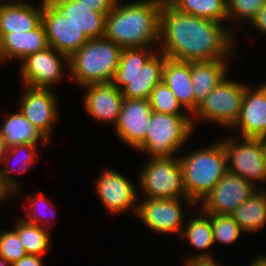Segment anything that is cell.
<instances>
[{"label":"cell","mask_w":266,"mask_h":266,"mask_svg":"<svg viewBox=\"0 0 266 266\" xmlns=\"http://www.w3.org/2000/svg\"><path fill=\"white\" fill-rule=\"evenodd\" d=\"M221 24L179 12L163 0L159 51L169 59L184 62L226 59L234 54L235 32Z\"/></svg>","instance_id":"1"},{"label":"cell","mask_w":266,"mask_h":266,"mask_svg":"<svg viewBox=\"0 0 266 266\" xmlns=\"http://www.w3.org/2000/svg\"><path fill=\"white\" fill-rule=\"evenodd\" d=\"M119 3L106 15L104 37L122 48L159 45L163 0Z\"/></svg>","instance_id":"2"},{"label":"cell","mask_w":266,"mask_h":266,"mask_svg":"<svg viewBox=\"0 0 266 266\" xmlns=\"http://www.w3.org/2000/svg\"><path fill=\"white\" fill-rule=\"evenodd\" d=\"M152 48H123L111 82L125 99H149L152 90L162 81L167 57L162 52L151 53Z\"/></svg>","instance_id":"3"},{"label":"cell","mask_w":266,"mask_h":266,"mask_svg":"<svg viewBox=\"0 0 266 266\" xmlns=\"http://www.w3.org/2000/svg\"><path fill=\"white\" fill-rule=\"evenodd\" d=\"M179 159L188 199L195 204L201 202L228 171L222 140Z\"/></svg>","instance_id":"4"},{"label":"cell","mask_w":266,"mask_h":266,"mask_svg":"<svg viewBox=\"0 0 266 266\" xmlns=\"http://www.w3.org/2000/svg\"><path fill=\"white\" fill-rule=\"evenodd\" d=\"M123 48L111 40L89 39L69 57L71 79L82 87L96 82L111 81L118 69Z\"/></svg>","instance_id":"5"},{"label":"cell","mask_w":266,"mask_h":266,"mask_svg":"<svg viewBox=\"0 0 266 266\" xmlns=\"http://www.w3.org/2000/svg\"><path fill=\"white\" fill-rule=\"evenodd\" d=\"M193 129L192 116L152 111L145 140L136 150L150 154L149 159L176 156Z\"/></svg>","instance_id":"6"},{"label":"cell","mask_w":266,"mask_h":266,"mask_svg":"<svg viewBox=\"0 0 266 266\" xmlns=\"http://www.w3.org/2000/svg\"><path fill=\"white\" fill-rule=\"evenodd\" d=\"M139 184L145 198L152 199H181L192 207L196 205L188 199L184 187L183 172L178 157L153 158L143 167Z\"/></svg>","instance_id":"7"},{"label":"cell","mask_w":266,"mask_h":266,"mask_svg":"<svg viewBox=\"0 0 266 266\" xmlns=\"http://www.w3.org/2000/svg\"><path fill=\"white\" fill-rule=\"evenodd\" d=\"M245 91V85L225 77L191 115L193 127L197 117L219 123L223 127H233L239 118Z\"/></svg>","instance_id":"8"},{"label":"cell","mask_w":266,"mask_h":266,"mask_svg":"<svg viewBox=\"0 0 266 266\" xmlns=\"http://www.w3.org/2000/svg\"><path fill=\"white\" fill-rule=\"evenodd\" d=\"M238 142L235 137H226V139L222 140L228 172L239 175L252 184L257 181L266 183L265 160L261 139L242 137L241 142Z\"/></svg>","instance_id":"9"},{"label":"cell","mask_w":266,"mask_h":266,"mask_svg":"<svg viewBox=\"0 0 266 266\" xmlns=\"http://www.w3.org/2000/svg\"><path fill=\"white\" fill-rule=\"evenodd\" d=\"M255 184L239 175L226 172L199 204L206 214H231L255 191Z\"/></svg>","instance_id":"10"},{"label":"cell","mask_w":266,"mask_h":266,"mask_svg":"<svg viewBox=\"0 0 266 266\" xmlns=\"http://www.w3.org/2000/svg\"><path fill=\"white\" fill-rule=\"evenodd\" d=\"M42 23L49 46L71 57L89 38L49 0H43Z\"/></svg>","instance_id":"11"},{"label":"cell","mask_w":266,"mask_h":266,"mask_svg":"<svg viewBox=\"0 0 266 266\" xmlns=\"http://www.w3.org/2000/svg\"><path fill=\"white\" fill-rule=\"evenodd\" d=\"M68 65L69 57L60 53L51 46L46 49L28 55L20 63L22 81L24 85L35 88H50L52 84L59 82L63 76V60Z\"/></svg>","instance_id":"12"},{"label":"cell","mask_w":266,"mask_h":266,"mask_svg":"<svg viewBox=\"0 0 266 266\" xmlns=\"http://www.w3.org/2000/svg\"><path fill=\"white\" fill-rule=\"evenodd\" d=\"M19 111L49 141L52 127L58 119L57 98L50 88H35L25 85Z\"/></svg>","instance_id":"13"},{"label":"cell","mask_w":266,"mask_h":266,"mask_svg":"<svg viewBox=\"0 0 266 266\" xmlns=\"http://www.w3.org/2000/svg\"><path fill=\"white\" fill-rule=\"evenodd\" d=\"M182 199H152L139 201L137 215L151 231L181 235L184 229Z\"/></svg>","instance_id":"14"},{"label":"cell","mask_w":266,"mask_h":266,"mask_svg":"<svg viewBox=\"0 0 266 266\" xmlns=\"http://www.w3.org/2000/svg\"><path fill=\"white\" fill-rule=\"evenodd\" d=\"M152 108L148 99H125L115 124L120 140L137 149L145 140Z\"/></svg>","instance_id":"15"},{"label":"cell","mask_w":266,"mask_h":266,"mask_svg":"<svg viewBox=\"0 0 266 266\" xmlns=\"http://www.w3.org/2000/svg\"><path fill=\"white\" fill-rule=\"evenodd\" d=\"M96 192L103 206L110 213H124L131 207L133 212L137 213L139 199L136 188L126 177L113 169L105 170L99 175Z\"/></svg>","instance_id":"16"},{"label":"cell","mask_w":266,"mask_h":266,"mask_svg":"<svg viewBox=\"0 0 266 266\" xmlns=\"http://www.w3.org/2000/svg\"><path fill=\"white\" fill-rule=\"evenodd\" d=\"M84 105L87 112L98 121L112 122L115 126L124 97L111 81L96 82L84 86Z\"/></svg>","instance_id":"17"},{"label":"cell","mask_w":266,"mask_h":266,"mask_svg":"<svg viewBox=\"0 0 266 266\" xmlns=\"http://www.w3.org/2000/svg\"><path fill=\"white\" fill-rule=\"evenodd\" d=\"M237 126L242 137L260 138L266 135V83L251 91L246 87L240 115L233 127Z\"/></svg>","instance_id":"18"},{"label":"cell","mask_w":266,"mask_h":266,"mask_svg":"<svg viewBox=\"0 0 266 266\" xmlns=\"http://www.w3.org/2000/svg\"><path fill=\"white\" fill-rule=\"evenodd\" d=\"M48 46L43 23L32 31L21 33L10 32L0 38V61L18 59L21 62L28 55L42 51Z\"/></svg>","instance_id":"19"},{"label":"cell","mask_w":266,"mask_h":266,"mask_svg":"<svg viewBox=\"0 0 266 266\" xmlns=\"http://www.w3.org/2000/svg\"><path fill=\"white\" fill-rule=\"evenodd\" d=\"M59 11L75 23L89 39L105 36L106 15L93 11L79 0H49Z\"/></svg>","instance_id":"20"},{"label":"cell","mask_w":266,"mask_h":266,"mask_svg":"<svg viewBox=\"0 0 266 266\" xmlns=\"http://www.w3.org/2000/svg\"><path fill=\"white\" fill-rule=\"evenodd\" d=\"M41 7L32 6L26 1L0 7V38L7 33H21L36 29L42 23L43 0Z\"/></svg>","instance_id":"21"},{"label":"cell","mask_w":266,"mask_h":266,"mask_svg":"<svg viewBox=\"0 0 266 266\" xmlns=\"http://www.w3.org/2000/svg\"><path fill=\"white\" fill-rule=\"evenodd\" d=\"M226 67L225 59L191 62L194 112L200 102L226 77Z\"/></svg>","instance_id":"22"},{"label":"cell","mask_w":266,"mask_h":266,"mask_svg":"<svg viewBox=\"0 0 266 266\" xmlns=\"http://www.w3.org/2000/svg\"><path fill=\"white\" fill-rule=\"evenodd\" d=\"M162 81L171 89L178 102L194 113V94L191 80V62L177 61L166 58L163 66Z\"/></svg>","instance_id":"23"},{"label":"cell","mask_w":266,"mask_h":266,"mask_svg":"<svg viewBox=\"0 0 266 266\" xmlns=\"http://www.w3.org/2000/svg\"><path fill=\"white\" fill-rule=\"evenodd\" d=\"M7 117L5 123L0 127V135L7 148L19 144L37 145L39 141L42 146H47L49 141L20 111Z\"/></svg>","instance_id":"24"},{"label":"cell","mask_w":266,"mask_h":266,"mask_svg":"<svg viewBox=\"0 0 266 266\" xmlns=\"http://www.w3.org/2000/svg\"><path fill=\"white\" fill-rule=\"evenodd\" d=\"M37 145L33 144H19L10 148L6 149V153L4 155L3 159V167L0 170V182L2 184V187L12 196L18 194V186L19 182L12 177H10V172L14 168H10L12 161L18 160L17 163H19L21 167L17 169L18 172H24L26 169L33 164L35 161V157L37 156L36 148ZM35 151V152H34ZM18 158V159H17ZM5 165V166H4ZM13 165V164H12ZM13 167V166H12ZM11 169V170H10ZM14 169L13 171H15ZM16 171V172H17ZM14 193V194H13Z\"/></svg>","instance_id":"25"},{"label":"cell","mask_w":266,"mask_h":266,"mask_svg":"<svg viewBox=\"0 0 266 266\" xmlns=\"http://www.w3.org/2000/svg\"><path fill=\"white\" fill-rule=\"evenodd\" d=\"M231 215L242 231L256 232L262 228L266 222V191L257 189Z\"/></svg>","instance_id":"26"},{"label":"cell","mask_w":266,"mask_h":266,"mask_svg":"<svg viewBox=\"0 0 266 266\" xmlns=\"http://www.w3.org/2000/svg\"><path fill=\"white\" fill-rule=\"evenodd\" d=\"M179 12L221 23L228 21V2L226 0H166Z\"/></svg>","instance_id":"27"},{"label":"cell","mask_w":266,"mask_h":266,"mask_svg":"<svg viewBox=\"0 0 266 266\" xmlns=\"http://www.w3.org/2000/svg\"><path fill=\"white\" fill-rule=\"evenodd\" d=\"M13 229L19 236L27 254L41 256L50 249V233L42 226L21 219Z\"/></svg>","instance_id":"28"},{"label":"cell","mask_w":266,"mask_h":266,"mask_svg":"<svg viewBox=\"0 0 266 266\" xmlns=\"http://www.w3.org/2000/svg\"><path fill=\"white\" fill-rule=\"evenodd\" d=\"M200 216L193 217L189 220L187 225H185L182 230L180 237L186 238L189 243L199 250L209 249L213 245V229L210 223L209 214H206L203 211ZM204 215V216H203ZM207 215V216H206Z\"/></svg>","instance_id":"29"},{"label":"cell","mask_w":266,"mask_h":266,"mask_svg":"<svg viewBox=\"0 0 266 266\" xmlns=\"http://www.w3.org/2000/svg\"><path fill=\"white\" fill-rule=\"evenodd\" d=\"M213 229V241L226 244L234 243L241 235L242 229L231 214L209 213Z\"/></svg>","instance_id":"30"},{"label":"cell","mask_w":266,"mask_h":266,"mask_svg":"<svg viewBox=\"0 0 266 266\" xmlns=\"http://www.w3.org/2000/svg\"><path fill=\"white\" fill-rule=\"evenodd\" d=\"M152 111L157 113L172 114L175 116H189L186 113H181V105L171 89L165 82L161 81L151 92L149 97Z\"/></svg>","instance_id":"31"},{"label":"cell","mask_w":266,"mask_h":266,"mask_svg":"<svg viewBox=\"0 0 266 266\" xmlns=\"http://www.w3.org/2000/svg\"><path fill=\"white\" fill-rule=\"evenodd\" d=\"M27 254L24 245L14 230L0 232V255L12 264Z\"/></svg>","instance_id":"32"},{"label":"cell","mask_w":266,"mask_h":266,"mask_svg":"<svg viewBox=\"0 0 266 266\" xmlns=\"http://www.w3.org/2000/svg\"><path fill=\"white\" fill-rule=\"evenodd\" d=\"M229 20L247 19L251 21L256 17L258 11L265 5L266 0H228ZM249 19V20H248Z\"/></svg>","instance_id":"33"},{"label":"cell","mask_w":266,"mask_h":266,"mask_svg":"<svg viewBox=\"0 0 266 266\" xmlns=\"http://www.w3.org/2000/svg\"><path fill=\"white\" fill-rule=\"evenodd\" d=\"M28 200L27 201H29L30 202V206H32V209L30 208L28 211H27V217L26 218H23V220H25L26 222H29V223H32V224H35V225H37V226H41V222L40 223H38L39 221H41L42 220V218H43V213L41 214L40 213V208L38 207L39 205H40V203H43L42 204V206H44L45 207V209H46V207L48 208L49 206H51L52 207V205H50L51 203L49 202L50 200L49 199H47L45 196H44V194H35V195H33V196H31V197H29L28 196V198H27ZM46 204V205H45ZM38 205V206H37ZM49 205V206H48ZM41 206V205H40ZM41 206V207H42ZM39 208V209H38ZM31 210V211H30ZM54 215V214H53ZM43 220H45L44 218H43ZM50 222L51 221H49V219H48V221L45 223L46 225L45 226H43L44 228H46V229H48L50 226Z\"/></svg>","instance_id":"34"},{"label":"cell","mask_w":266,"mask_h":266,"mask_svg":"<svg viewBox=\"0 0 266 266\" xmlns=\"http://www.w3.org/2000/svg\"><path fill=\"white\" fill-rule=\"evenodd\" d=\"M88 8H91L93 11L103 13L107 15L112 11L118 0H79Z\"/></svg>","instance_id":"35"},{"label":"cell","mask_w":266,"mask_h":266,"mask_svg":"<svg viewBox=\"0 0 266 266\" xmlns=\"http://www.w3.org/2000/svg\"><path fill=\"white\" fill-rule=\"evenodd\" d=\"M185 262V266H219L207 252L189 257Z\"/></svg>","instance_id":"36"},{"label":"cell","mask_w":266,"mask_h":266,"mask_svg":"<svg viewBox=\"0 0 266 266\" xmlns=\"http://www.w3.org/2000/svg\"><path fill=\"white\" fill-rule=\"evenodd\" d=\"M11 266H43V264L41 256L26 254L20 260L12 263Z\"/></svg>","instance_id":"37"},{"label":"cell","mask_w":266,"mask_h":266,"mask_svg":"<svg viewBox=\"0 0 266 266\" xmlns=\"http://www.w3.org/2000/svg\"><path fill=\"white\" fill-rule=\"evenodd\" d=\"M251 24L266 34V2L265 5L258 11L256 17L251 21Z\"/></svg>","instance_id":"38"},{"label":"cell","mask_w":266,"mask_h":266,"mask_svg":"<svg viewBox=\"0 0 266 266\" xmlns=\"http://www.w3.org/2000/svg\"><path fill=\"white\" fill-rule=\"evenodd\" d=\"M6 145H5V142L3 140V138L1 137L0 135V170H1V167H2V164L3 163V159H4V155L6 153Z\"/></svg>","instance_id":"39"},{"label":"cell","mask_w":266,"mask_h":266,"mask_svg":"<svg viewBox=\"0 0 266 266\" xmlns=\"http://www.w3.org/2000/svg\"><path fill=\"white\" fill-rule=\"evenodd\" d=\"M250 266H266V256L264 257L263 255H259L256 257L255 260L252 261Z\"/></svg>","instance_id":"40"},{"label":"cell","mask_w":266,"mask_h":266,"mask_svg":"<svg viewBox=\"0 0 266 266\" xmlns=\"http://www.w3.org/2000/svg\"><path fill=\"white\" fill-rule=\"evenodd\" d=\"M9 196L11 197V195L2 187V184L0 182V203H2V201H5Z\"/></svg>","instance_id":"41"},{"label":"cell","mask_w":266,"mask_h":266,"mask_svg":"<svg viewBox=\"0 0 266 266\" xmlns=\"http://www.w3.org/2000/svg\"><path fill=\"white\" fill-rule=\"evenodd\" d=\"M8 1L9 0H0V7L1 6L13 5V4H17V3L24 2V0L23 1H20V0H17V1L16 0H10L9 2Z\"/></svg>","instance_id":"42"},{"label":"cell","mask_w":266,"mask_h":266,"mask_svg":"<svg viewBox=\"0 0 266 266\" xmlns=\"http://www.w3.org/2000/svg\"><path fill=\"white\" fill-rule=\"evenodd\" d=\"M260 139L262 141L264 160L266 161V135L260 137Z\"/></svg>","instance_id":"43"},{"label":"cell","mask_w":266,"mask_h":266,"mask_svg":"<svg viewBox=\"0 0 266 266\" xmlns=\"http://www.w3.org/2000/svg\"><path fill=\"white\" fill-rule=\"evenodd\" d=\"M0 266H11L1 255H0Z\"/></svg>","instance_id":"44"}]
</instances>
